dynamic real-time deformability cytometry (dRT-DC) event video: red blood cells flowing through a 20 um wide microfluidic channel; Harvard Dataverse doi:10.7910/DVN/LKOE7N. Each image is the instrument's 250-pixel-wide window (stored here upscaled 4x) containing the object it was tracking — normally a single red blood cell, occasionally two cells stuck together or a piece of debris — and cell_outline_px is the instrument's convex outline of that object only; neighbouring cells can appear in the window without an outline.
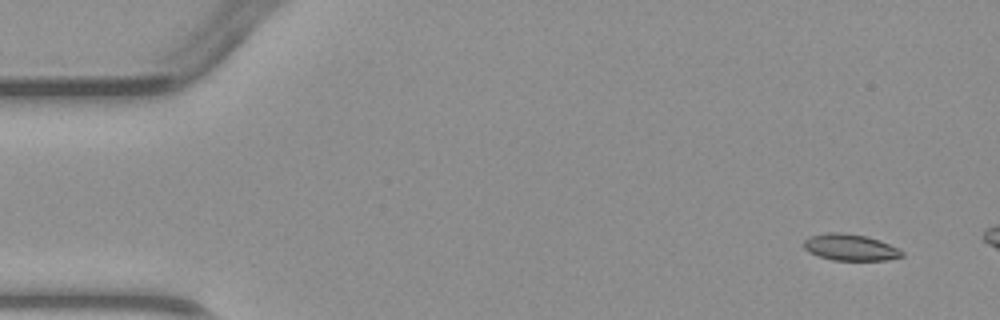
{"species": "common noctule bat (a hibernating species)", "species_latin": "Nyctalus noctula", "temperature_condition": "warm", "stored_images_in_passage": 3, "camera_frame_rate_fps": 3000, "um_per_image_px": 0.085, "animal": {"sex": "male", "body_mass_g": 23.1, "forearm_length_mm": 52.7}, "frame": {"image": 1, "passage_image": 1, "time_ms": 0.0, "image_size_px": [1000, 320], "cell_outline_px": [[904, 256], [888, 260], [832, 260], [808, 252], [804, 248], [804, 240], [808, 236], [828, 232], [844, 232], [864, 236], [880, 240], [904, 252]], "centroid_in_image_um": [72.25, 21.02], "position_along_channel_um": 12.8, "area_um2": 15.14}}